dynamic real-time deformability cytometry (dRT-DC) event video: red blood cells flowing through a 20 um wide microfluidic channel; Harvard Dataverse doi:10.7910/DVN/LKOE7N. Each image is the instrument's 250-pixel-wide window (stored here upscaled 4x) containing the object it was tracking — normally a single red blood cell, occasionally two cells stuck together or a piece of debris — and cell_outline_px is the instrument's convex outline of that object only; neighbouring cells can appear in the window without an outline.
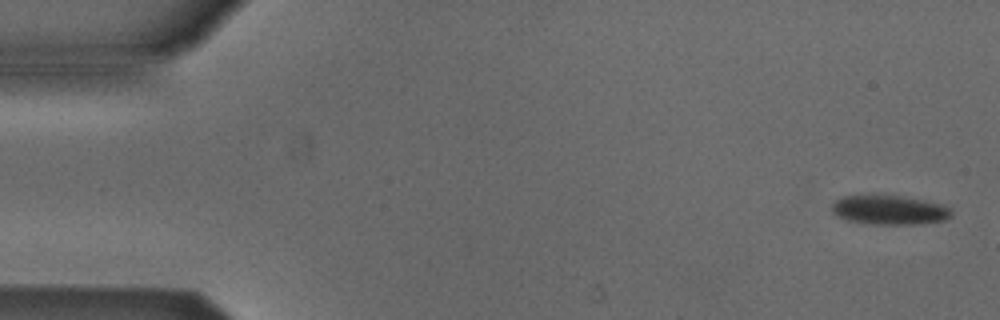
{"species": "Egyptian fruit bat (a non-hibernating species)", "species_latin": "Rousettus aegyptiacus", "temperature_condition": "cold", "stored_images_in_passage": 3, "camera_frame_rate_fps": 3000, "um_per_image_px": 0.085, "animal": {"sex": "male"}, "frame": {"image": 1, "passage_image": 1, "time_ms": 0.0, "image_size_px": [1000, 320], "cell_outline_px": [[952, 216], [944, 220], [912, 224], [868, 224], [848, 220], [836, 216], [832, 212], [832, 204], [836, 200], [844, 196], [896, 196], [924, 200], [944, 204], [952, 212]], "centroid_in_image_um": [75.59, 17.86], "position_along_channel_um": 9.4, "area_um2": 20.11}}